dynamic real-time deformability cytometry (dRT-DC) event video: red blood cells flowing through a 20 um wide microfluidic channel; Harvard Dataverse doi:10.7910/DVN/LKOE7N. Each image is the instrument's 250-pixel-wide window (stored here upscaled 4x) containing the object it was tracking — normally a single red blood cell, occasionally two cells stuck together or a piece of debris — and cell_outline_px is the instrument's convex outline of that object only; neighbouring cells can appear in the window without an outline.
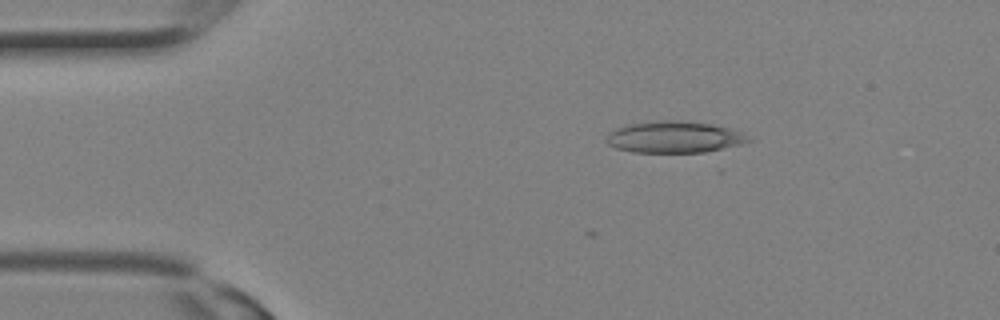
{"species": "Egyptian fruit bat (a non-hibernating species)", "species_latin": "Rousettus aegyptiacus", "temperature_condition": "room temperature", "stored_images_in_passage": 14, "camera_frame_rate_fps": 3000, "um_per_image_px": 0.085, "animal": {"sex": "female"}, "frame": {"image": 1, "passage_image": 5, "time_ms": 1.333, "image_size_px": [1000, 320], "cell_outline_px": [[752, 140], [740, 144], [704, 152], [632, 152], [616, 148], [608, 144], [604, 140], [608, 132], [616, 128], [632, 124], [656, 120], [680, 120], [712, 124], [728, 128], [740, 132]], "centroid_in_image_um": [57.25, 11.64], "position_along_channel_um": 27.7, "area_um2": 25.95}}
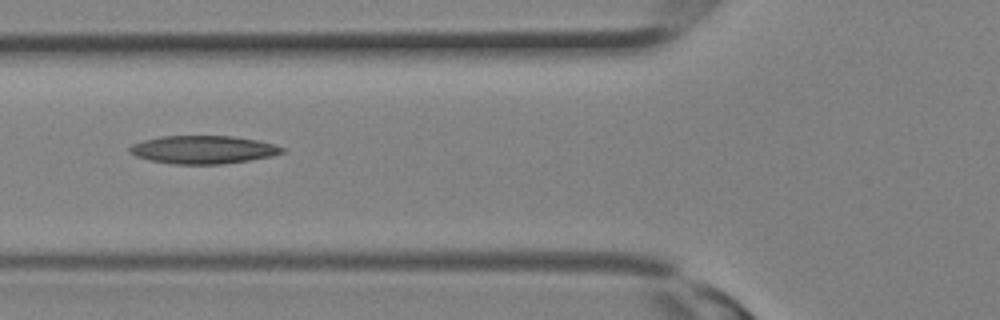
{"frame": {"image": 2, "passage_image": 11, "time_ms": 3.333, "image_size_px": [1000, 320], "cell_outline_px": [[288, 148], [284, 152], [272, 156], [248, 160], [220, 164], [172, 164], [148, 160], [136, 156], [128, 152], [128, 148], [132, 144], [144, 140], [160, 136], [232, 136], [256, 140], [276, 144]], "centroid_in_image_um": [17.27, 12.72], "position_along_channel_um": 108.5, "area_um2": 25.09}}
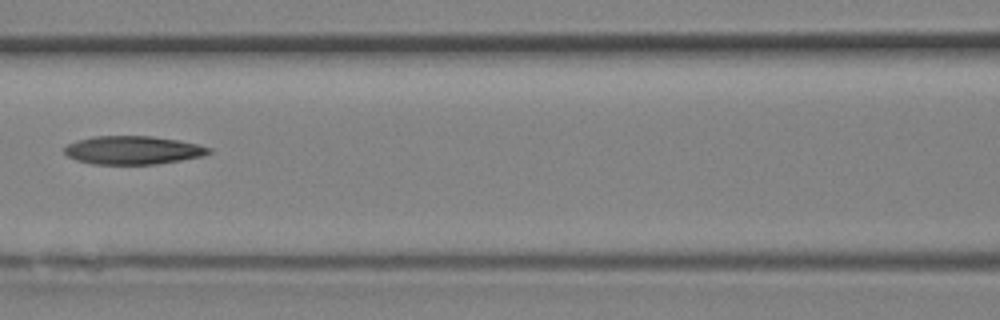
{"frame": {"image": 3, "passage_image": 13, "time_ms": 4.0, "image_size_px": [1000, 320], "cell_outline_px": [[212, 152], [204, 156], [156, 164], [92, 164], [76, 160], [68, 156], [64, 152], [64, 148], [68, 144], [76, 140], [92, 136], [152, 136], [176, 140], [196, 144], [212, 148]], "centroid_in_image_um": [11.28, 12.76], "position_along_channel_um": 155.3, "area_um2": 23.87}}